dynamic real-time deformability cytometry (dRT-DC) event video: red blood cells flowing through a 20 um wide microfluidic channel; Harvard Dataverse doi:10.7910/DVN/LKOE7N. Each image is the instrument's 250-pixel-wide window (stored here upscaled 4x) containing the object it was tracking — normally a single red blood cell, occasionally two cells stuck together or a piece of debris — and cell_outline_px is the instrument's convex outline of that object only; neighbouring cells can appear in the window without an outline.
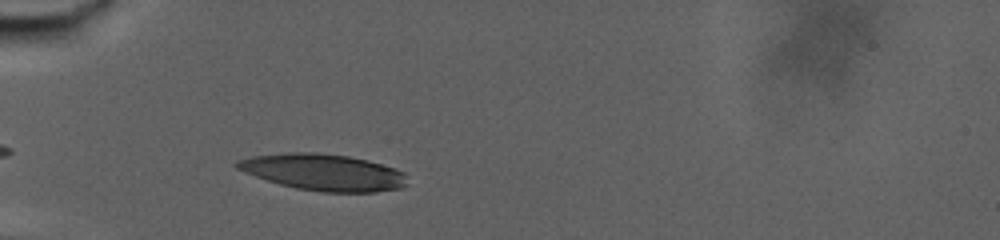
{"species": "human", "species_latin": "Homo sapiens", "temperature_condition": "warm", "stored_images_in_passage": 41, "camera_frame_rate_fps": 3000, "um_per_image_px": 0.085, "donor": {"sex": "male"}, "frame": {"image": 1, "passage_image": 1, "time_ms": 0.0, "image_size_px": [1000, 240], "cell_outline_px": [[408, 184], [400, 188], [376, 192], [324, 192], [296, 188], [280, 184], [244, 172], [236, 168], [232, 164], [236, 160], [252, 156], [288, 152], [316, 152], [348, 156], [368, 160], [396, 168], [404, 172], [408, 176]], "centroid_in_image_um": [27.51, 14.63], "position_along_channel_um": 57.5, "area_um2": 36.47}}
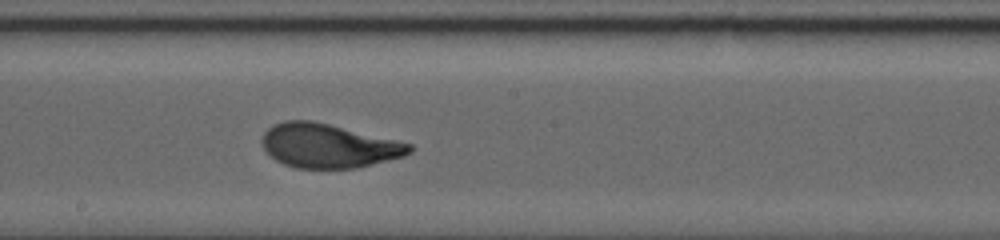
{"frame": {"image": 2, "passage_image": 20, "time_ms": 6.333, "image_size_px": [1000, 240], "cell_outline_px": [[412, 152], [404, 156], [356, 168], [296, 168], [284, 164], [276, 160], [264, 148], [260, 140], [264, 132], [272, 124], [284, 120], [312, 120], [396, 140], [412, 144]], "centroid_in_image_um": [27.89, 12.38], "position_along_channel_um": 220.3, "area_um2": 37.69}}
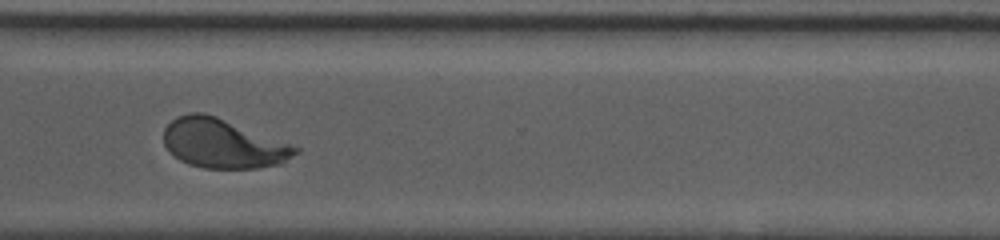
{"frame": {"image": 3, "passage_image": 34, "time_ms": 11.0, "image_size_px": [1000, 240], "cell_outline_px": [[300, 148], [284, 164], [256, 168], [204, 168], [188, 164], [180, 160], [164, 144], [164, 128], [176, 116], [188, 112], [204, 112], [216, 116]], "centroid_in_image_um": [18.93, 12.2], "position_along_channel_um": 351.7, "area_um2": 37.45}, "authors_computed_cell_mechanics": {"area_um2": 37.6856, "velocity_mm_per_s": 2.8149, "shape_relaxation_time_tau1_ms": 5.4988, "shape_relaxation_time_tau2_ms": 1.0861, "deformation_change_tau1": 0.2163, "deformation_change_tau2": 0.0724}}